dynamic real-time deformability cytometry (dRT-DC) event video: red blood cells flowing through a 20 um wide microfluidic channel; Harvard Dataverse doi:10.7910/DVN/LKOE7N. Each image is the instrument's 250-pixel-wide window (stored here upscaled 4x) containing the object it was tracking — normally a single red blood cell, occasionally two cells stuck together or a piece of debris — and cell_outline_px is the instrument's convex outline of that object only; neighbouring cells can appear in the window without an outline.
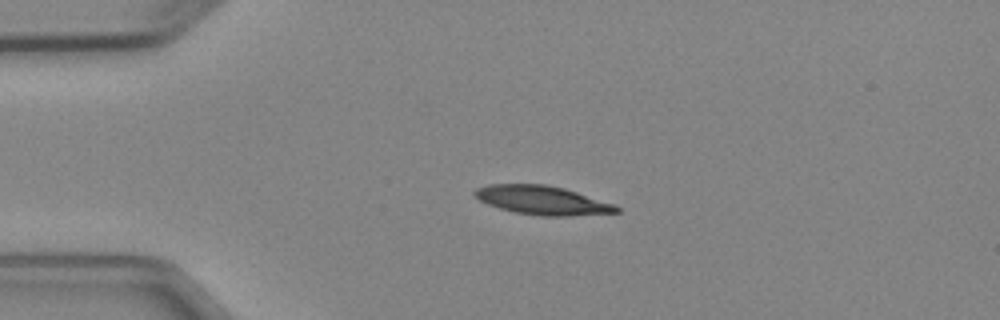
{"species": "Egyptian fruit bat (a non-hibernating species)", "species_latin": "Rousettus aegyptiacus", "temperature_condition": "cold", "stored_images_in_passage": 3, "camera_frame_rate_fps": 3000, "um_per_image_px": 0.085, "animal": {"sex": "female"}, "frame": {"image": 1, "passage_image": 1, "time_ms": 0.0, "image_size_px": [1000, 320], "cell_outline_px": [[620, 212], [568, 216], [544, 216], [516, 212], [500, 208], [488, 204], [480, 200], [472, 192], [476, 188], [488, 184], [544, 184], [564, 188], [616, 204], [620, 208]], "centroid_in_image_um": [46.12, 17.01], "position_along_channel_um": 38.9, "area_um2": 23.76}}